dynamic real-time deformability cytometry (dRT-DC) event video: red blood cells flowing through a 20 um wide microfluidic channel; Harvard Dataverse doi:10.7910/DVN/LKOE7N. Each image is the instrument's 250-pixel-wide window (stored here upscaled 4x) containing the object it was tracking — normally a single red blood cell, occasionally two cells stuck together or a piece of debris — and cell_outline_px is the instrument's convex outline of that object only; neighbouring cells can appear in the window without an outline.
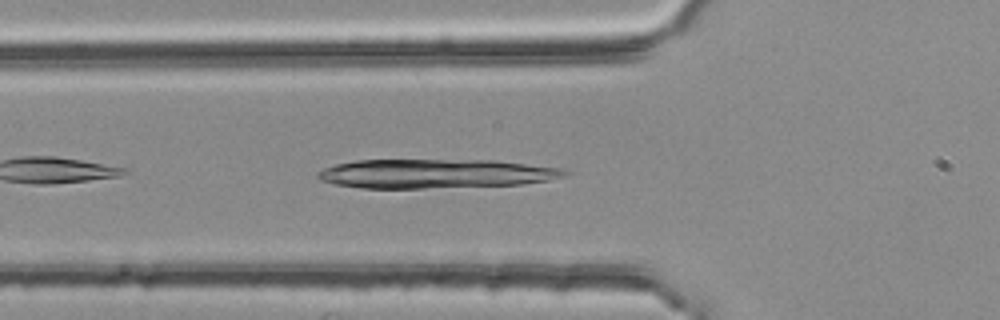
{"species": "common noctule bat (a hibernating species)", "species_latin": "Nyctalus noctula", "temperature_condition": "room temperature", "stored_images_in_passage": 37, "camera_frame_rate_fps": 3000, "um_per_image_px": 0.085, "animal": {"sex": "female", "body_mass_g": 25.1}, "frame": {"image": 1, "passage_image": 4, "time_ms": 1.0, "image_size_px": [1000, 320], "cell_outline_px": [[572, 172], [564, 176], [548, 180], [520, 184], [424, 188], [364, 188], [336, 184], [320, 180], [316, 176], [324, 168], [336, 164], [356, 160], [496, 160], [560, 168]], "centroid_in_image_um": [37.02, 14.75], "position_along_channel_um": 88.8, "area_um2": 41.62}}
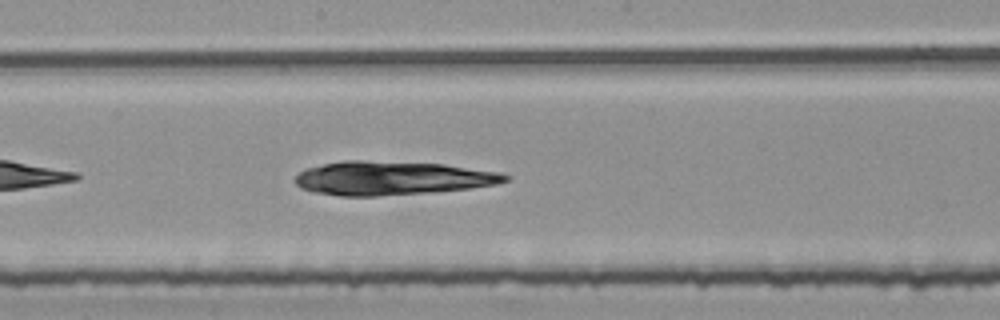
{"frame": {"image": 2, "passage_image": 14, "time_ms": 4.333, "image_size_px": [1000, 320], "cell_outline_px": [[512, 176], [508, 180], [496, 184], [468, 188], [436, 192], [376, 196], [340, 196], [312, 192], [300, 188], [296, 184], [296, 176], [304, 168], [344, 160], [360, 160], [444, 164], [496, 172]], "centroid_in_image_um": [33.28, 15.15], "position_along_channel_um": 214.9, "area_um2": 41.27}}
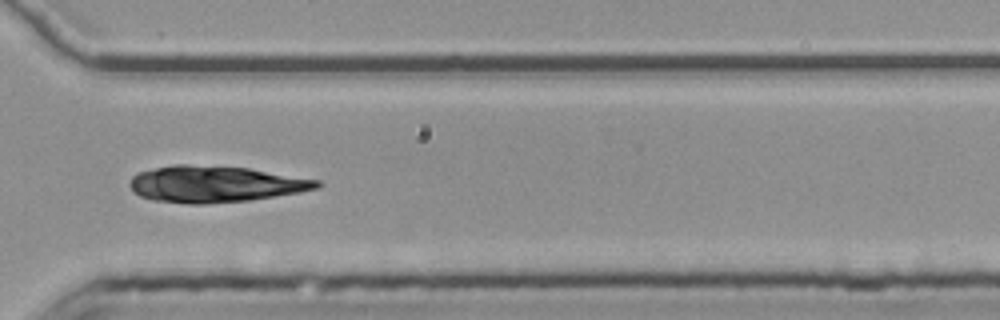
{"frame": {"image": 3, "passage_image": 25, "time_ms": 8.0, "image_size_px": [1000, 320], "cell_outline_px": [[324, 184], [320, 188], [300, 192], [248, 200], [208, 204], [188, 204], [152, 200], [140, 196], [132, 192], [128, 184], [132, 176], [136, 172], [172, 164], [188, 164], [248, 168], [320, 180]], "centroid_in_image_um": [18.25, 15.64], "position_along_channel_um": 352.3, "area_um2": 40.06}}